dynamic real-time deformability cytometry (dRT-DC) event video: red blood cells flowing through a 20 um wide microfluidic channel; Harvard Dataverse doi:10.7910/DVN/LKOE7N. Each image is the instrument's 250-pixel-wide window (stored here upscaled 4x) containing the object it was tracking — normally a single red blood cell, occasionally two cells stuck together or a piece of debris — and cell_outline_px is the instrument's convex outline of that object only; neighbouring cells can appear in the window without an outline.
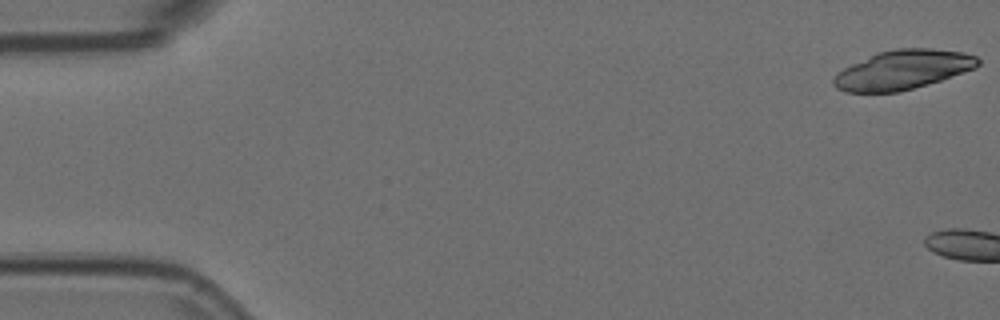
{"species": "Egyptian fruit bat (a non-hibernating species)", "species_latin": "Rousettus aegyptiacus", "temperature_condition": "room temperature", "stored_images_in_passage": 8, "camera_frame_rate_fps": 3000, "um_per_image_px": 0.085, "animal": {"sex": "female"}, "frame": {"image": 1, "passage_image": 1, "time_ms": 0.0, "image_size_px": [1000, 320], "cell_outline_px": [[980, 64], [976, 68], [940, 80], [900, 92], [844, 92], [836, 88], [832, 84], [832, 80], [836, 72], [876, 52], [896, 48], [932, 48], [964, 52], [976, 56], [980, 60]], "centroid_in_image_um": [76.72, 5.92], "position_along_channel_um": 8.3, "area_um2": 33.18}}